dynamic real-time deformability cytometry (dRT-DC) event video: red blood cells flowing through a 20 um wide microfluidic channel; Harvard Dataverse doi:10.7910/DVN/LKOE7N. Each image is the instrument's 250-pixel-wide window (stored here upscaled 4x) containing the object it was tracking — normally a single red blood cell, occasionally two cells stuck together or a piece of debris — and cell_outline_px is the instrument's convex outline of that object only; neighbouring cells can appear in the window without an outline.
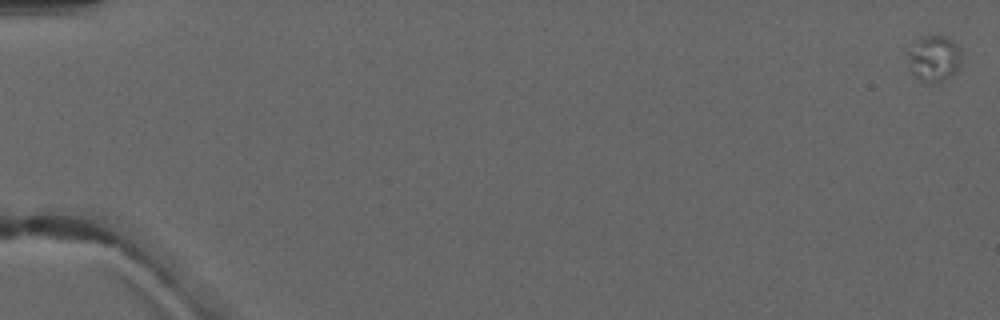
{"species": "common noctule bat (a hibernating species)", "species_latin": "Nyctalus noctula", "temperature_condition": "warm", "stored_images_in_passage": 6, "camera_frame_rate_fps": 3000, "um_per_image_px": 0.085, "animal": {"sex": "male", "forearm_length_mm": 52.5}, "frame": {"image": 1, "passage_image": 1, "time_ms": 0.0, "image_size_px": [1000, 320], "cell_outline_px": [[960, 64], [952, 76], [932, 84], [920, 80], [908, 68], [908, 52], [916, 40], [920, 36], [948, 36], [956, 44], [960, 60]], "centroid_in_image_um": [79.35, 4.97], "position_along_channel_um": 5.6, "area_um2": 14.28}}